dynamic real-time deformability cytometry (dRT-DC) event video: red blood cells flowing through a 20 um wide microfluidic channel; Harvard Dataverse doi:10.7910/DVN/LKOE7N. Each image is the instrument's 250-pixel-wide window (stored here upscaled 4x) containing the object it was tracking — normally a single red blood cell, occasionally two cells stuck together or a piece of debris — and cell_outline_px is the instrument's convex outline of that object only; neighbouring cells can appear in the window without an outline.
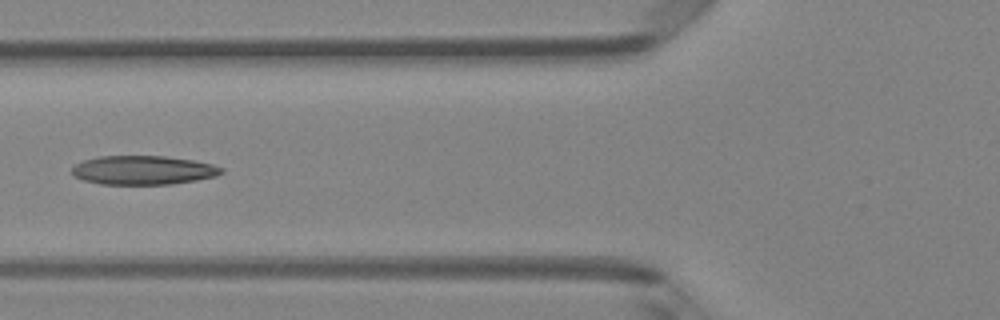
{"species": "Egyptian fruit bat (a non-hibernating species)", "species_latin": "Rousettus aegyptiacus", "temperature_condition": "room temperature", "stored_images_in_passage": 6, "camera_frame_rate_fps": 3000, "um_per_image_px": 0.085, "animal": {"sex": "female"}, "frame": {"image": 1, "passage_image": 5, "time_ms": 1.333, "image_size_px": [1000, 320], "cell_outline_px": [[224, 172], [216, 176], [196, 180], [172, 184], [100, 184], [84, 180], [72, 176], [72, 168], [76, 164], [84, 160], [100, 156], [164, 156], [192, 160], [212, 164], [224, 168]], "centroid_in_image_um": [12.17, 14.46], "position_along_channel_um": 113.6, "area_um2": 25.2}}
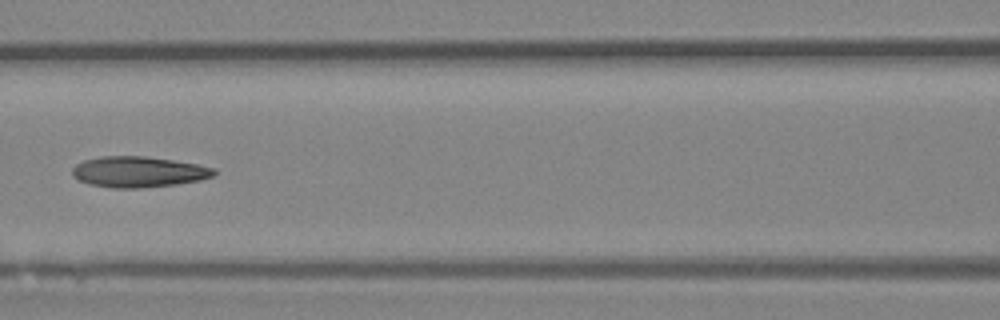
{"frame": {"image": 2, "passage_image": 6, "time_ms": 1.667, "image_size_px": [1000, 320], "cell_outline_px": [[216, 172], [212, 176], [200, 180], [176, 184], [140, 188], [112, 188], [88, 184], [72, 176], [72, 168], [76, 164], [84, 160], [100, 156], [144, 156], [172, 160], [196, 164], [216, 168]], "centroid_in_image_um": [11.74, 14.61], "position_along_channel_um": 154.9, "area_um2": 25.43}}